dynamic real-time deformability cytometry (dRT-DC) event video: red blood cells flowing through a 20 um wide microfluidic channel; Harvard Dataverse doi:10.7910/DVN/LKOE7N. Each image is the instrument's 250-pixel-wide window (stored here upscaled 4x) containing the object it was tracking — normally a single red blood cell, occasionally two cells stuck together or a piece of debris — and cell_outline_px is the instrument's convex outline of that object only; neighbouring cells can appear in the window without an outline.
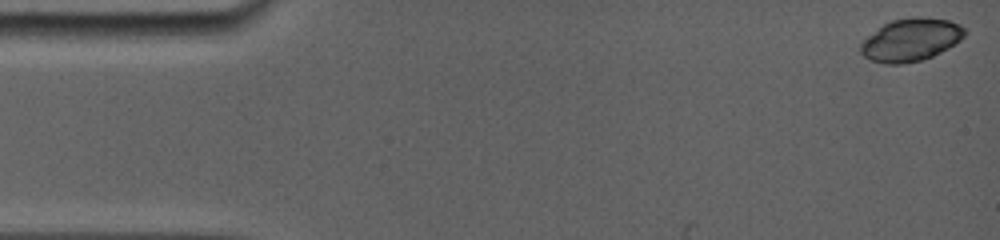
{"species": "common noctule bat (a hibernating species)", "species_latin": "Nyctalus noctula", "temperature_condition": "room temperature", "stored_images_in_passage": 7, "camera_frame_rate_fps": 5000, "um_per_image_px": 0.085, "animal": {"sex": "female", "body_mass_g": 19.0, "forearm_length_mm": 56.7}, "frame": {"image": 1, "passage_image": 1, "time_ms": 0.0, "image_size_px": [1000, 240], "cell_outline_px": [[968, 32], [960, 40], [948, 48], [932, 56], [920, 60], [904, 64], [888, 64], [872, 60], [864, 56], [860, 52], [860, 44], [868, 36], [884, 24], [892, 20], [916, 16], [924, 16], [948, 20], [960, 24]], "centroid_in_image_um": [77.45, 3.37], "position_along_channel_um": 7.6, "area_um2": 25.84}}